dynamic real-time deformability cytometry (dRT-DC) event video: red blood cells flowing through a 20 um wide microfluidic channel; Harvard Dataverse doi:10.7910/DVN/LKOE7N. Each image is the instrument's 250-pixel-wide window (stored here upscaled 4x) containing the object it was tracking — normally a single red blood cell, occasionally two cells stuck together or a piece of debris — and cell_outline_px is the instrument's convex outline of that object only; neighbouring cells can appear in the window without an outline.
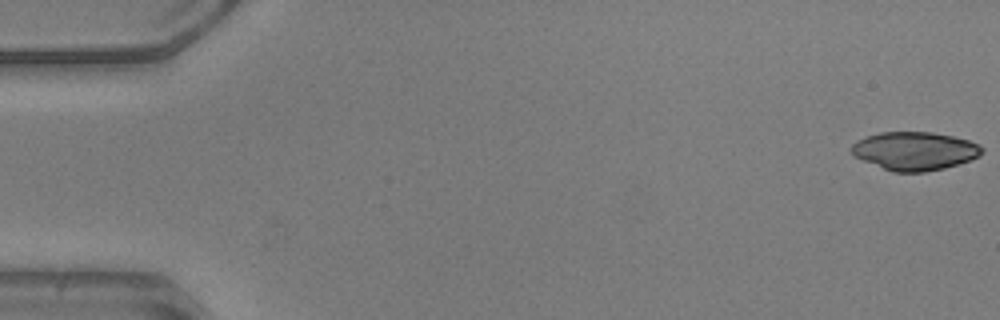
{"species": "common noctule bat (a hibernating species)", "species_latin": "Nyctalus noctula", "temperature_condition": "warm", "stored_images_in_passage": 46, "camera_frame_rate_fps": 3000, "um_per_image_px": 0.085, "animal": {"sex": "male", "body_mass_g": 20.5, "forearm_length_mm": 52.5}, "frame": {"image": 1, "passage_image": 1, "time_ms": 0.0, "image_size_px": [1000, 320], "cell_outline_px": [[984, 152], [980, 156], [972, 160], [944, 168], [924, 172], [892, 172], [852, 156], [848, 148], [856, 140], [880, 132], [932, 132], [952, 136], [968, 140], [980, 144], [984, 148]], "centroid_in_image_um": [77.74, 12.83], "position_along_channel_um": 7.3, "area_um2": 29.54}}
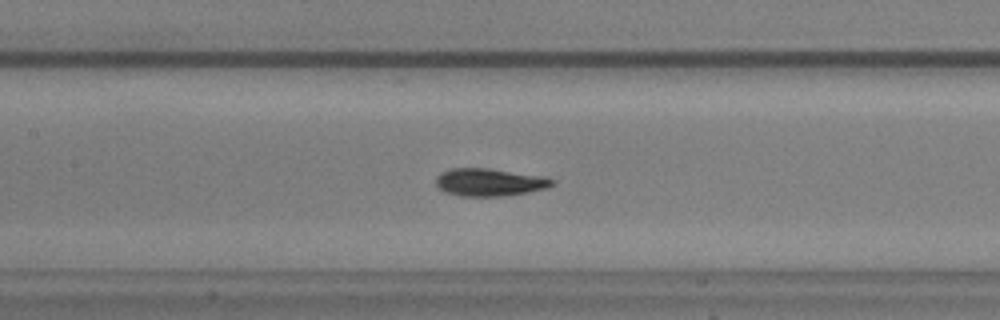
{"frame": {"image": 2, "passage_image": 19, "time_ms": 6.0, "image_size_px": [1000, 320], "cell_outline_px": [[556, 184], [548, 188], [528, 192], [504, 196], [460, 196], [444, 192], [436, 184], [436, 176], [440, 172], [452, 168], [488, 168], [544, 176], [556, 180]], "centroid_in_image_um": [41.64, 15.49], "position_along_channel_um": 165.8, "area_um2": 18.96}}
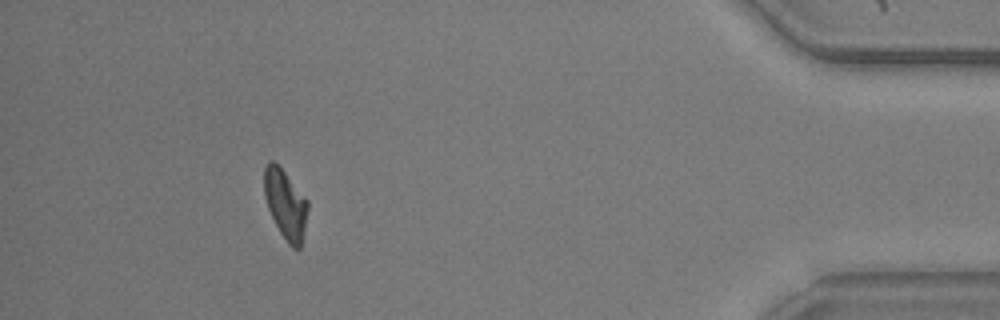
{"frame": {"image": 3, "passage_image": 42, "time_ms": 13.667, "image_size_px": [1000, 320], "cell_outline_px": [[308, 208], [300, 248], [292, 248], [288, 244], [280, 232], [268, 208], [264, 196], [264, 168], [268, 160], [272, 160], [284, 172], [308, 200]], "centroid_in_image_um": [24.25, 17.35], "position_along_channel_um": 411.0, "area_um2": 17.28}, "authors_computed_cell_mechanics": {"area_um2": 18.207, "velocity_mm_per_s": 3.9366, "shape_relaxation_time_tau1_ms": 3.5845, "shape_relaxation_time_tau2_ms": 1.6226, "deformation_change_tau1": 0.1723, "deformation_change_tau2": 0.0862}}